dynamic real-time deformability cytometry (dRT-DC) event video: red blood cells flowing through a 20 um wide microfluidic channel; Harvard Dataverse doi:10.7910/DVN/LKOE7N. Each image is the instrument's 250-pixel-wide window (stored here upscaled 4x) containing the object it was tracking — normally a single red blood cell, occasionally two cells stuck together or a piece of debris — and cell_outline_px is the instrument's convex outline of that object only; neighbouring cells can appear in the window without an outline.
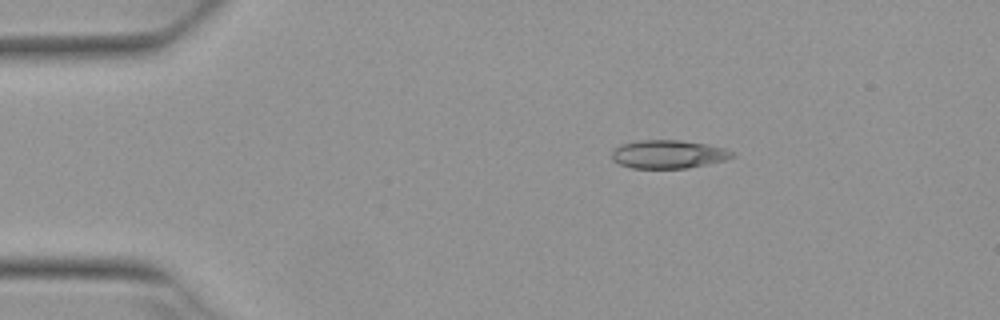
{"species": "Egyptian fruit bat (a non-hibernating species)", "species_latin": "Rousettus aegyptiacus", "temperature_condition": "warm", "stored_images_in_passage": 4, "camera_frame_rate_fps": 3000, "um_per_image_px": 0.085, "animal": {"sex": "female"}, "frame": {"image": 1, "passage_image": 2, "time_ms": 0.333, "image_size_px": [1000, 320], "cell_outline_px": [[736, 156], [724, 160], [688, 168], [632, 168], [620, 164], [612, 160], [612, 152], [620, 144], [640, 140], [680, 140], [708, 144], [724, 148], [736, 152]], "centroid_in_image_um": [56.83, 13.1], "position_along_channel_um": 28.2, "area_um2": 19.94}}
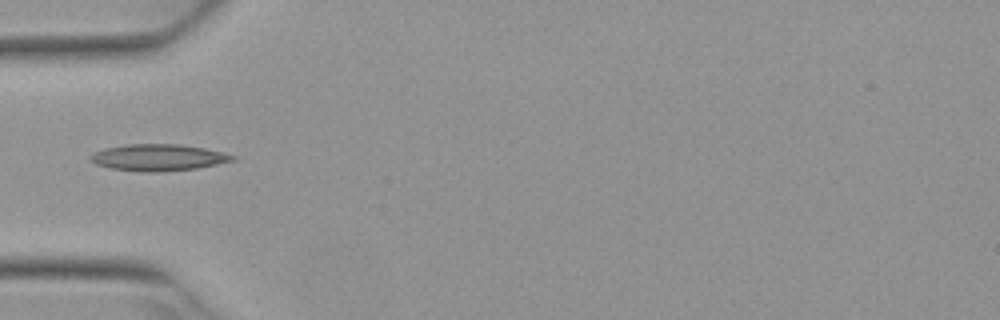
{"frame": {"image": 2, "passage_image": 4, "time_ms": 1.0, "image_size_px": [1000, 320], "cell_outline_px": [[236, 160], [196, 168], [156, 172], [148, 172], [108, 168], [96, 164], [88, 156], [92, 152], [104, 148], [128, 144], [180, 144], [204, 148], [224, 152], [236, 156]], "centroid_in_image_um": [13.44, 13.38], "position_along_channel_um": 71.6, "area_um2": 22.02}}